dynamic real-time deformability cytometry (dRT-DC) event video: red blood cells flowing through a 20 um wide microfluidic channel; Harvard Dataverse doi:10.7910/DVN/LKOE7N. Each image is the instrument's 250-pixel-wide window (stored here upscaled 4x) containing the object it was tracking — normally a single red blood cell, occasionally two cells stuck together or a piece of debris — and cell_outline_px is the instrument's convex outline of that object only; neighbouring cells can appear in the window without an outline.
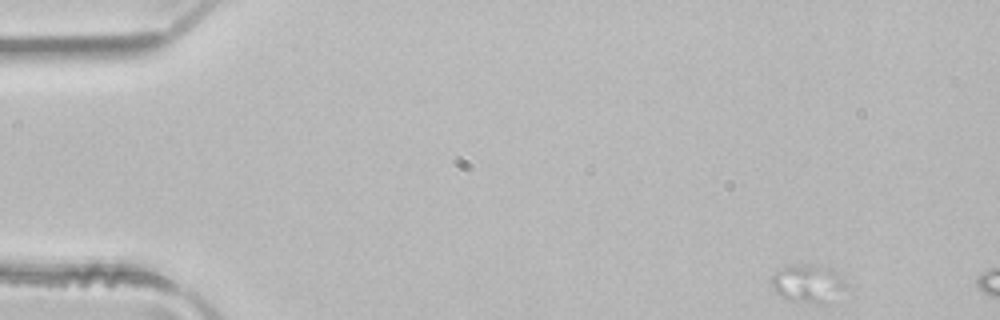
{"species": "common noctule bat (a hibernating species)", "species_latin": "Nyctalus noctula", "temperature_condition": "room temperature", "stored_images_in_passage": 3, "camera_frame_rate_fps": 3000, "um_per_image_px": 0.085, "animal": {"sex": "male", "body_mass_g": 21.5, "forearm_length_mm": 52.0}, "frame": {"image": 1, "passage_image": 1, "time_ms": 0.0, "image_size_px": [1000, 320], "cell_outline_px": [[852, 292], [824, 304], [816, 304], [792, 300], [776, 292], [768, 280], [780, 268], [792, 264], [812, 264], [832, 268], [840, 276]], "centroid_in_image_um": [68.78, 24.11], "position_along_channel_um": 16.2, "area_um2": 17.22}}